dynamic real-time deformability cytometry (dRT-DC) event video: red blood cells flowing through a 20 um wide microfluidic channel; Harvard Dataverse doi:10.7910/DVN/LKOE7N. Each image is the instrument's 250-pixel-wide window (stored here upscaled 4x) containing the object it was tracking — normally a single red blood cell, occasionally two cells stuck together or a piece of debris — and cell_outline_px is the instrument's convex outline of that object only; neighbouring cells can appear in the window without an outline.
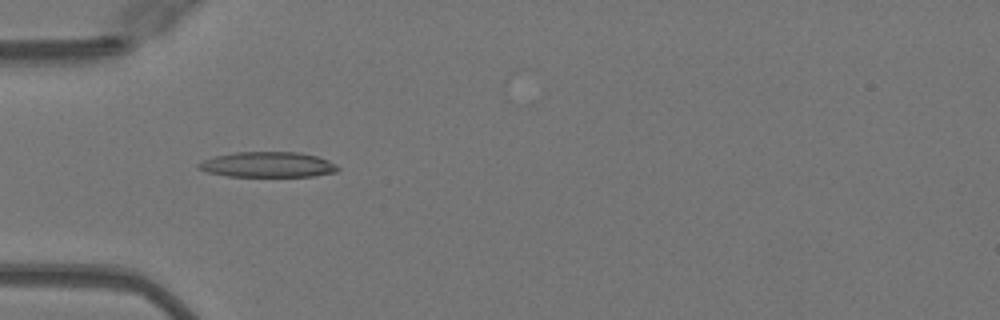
{"species": "Egyptian fruit bat (a non-hibernating species)", "species_latin": "Rousettus aegyptiacus", "temperature_condition": "warm", "stored_images_in_passage": 50, "camera_frame_rate_fps": 3000, "um_per_image_px": 0.085, "animal": {"sex": "female"}, "frame": {"image": 1, "passage_image": 16, "time_ms": 5.0, "image_size_px": [1000, 320], "cell_outline_px": [[340, 168], [336, 172], [312, 176], [228, 176], [208, 172], [196, 168], [196, 164], [204, 160], [216, 156], [236, 152], [300, 152], [316, 156], [328, 160], [336, 164]], "centroid_in_image_um": [22.76, 13.99], "position_along_channel_um": 62.2, "area_um2": 20.52}}
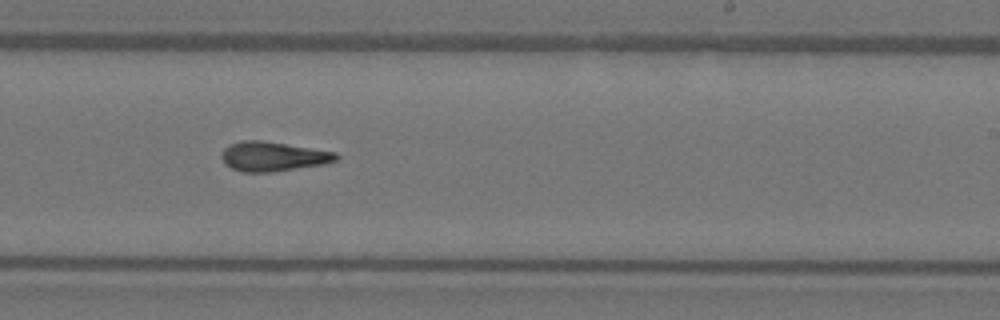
{"frame": {"image": 2, "passage_image": 31, "time_ms": 10.0, "image_size_px": [1000, 320], "cell_outline_px": [[340, 156], [336, 160], [324, 164], [272, 172], [240, 172], [224, 164], [220, 156], [224, 148], [228, 144], [240, 140], [264, 140], [336, 152]], "centroid_in_image_um": [23.16, 13.29], "position_along_channel_um": 265.8, "area_um2": 19.94}}
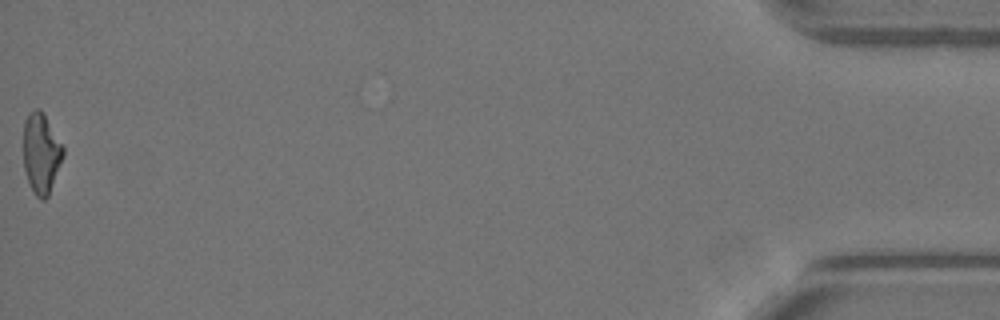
{"frame": {"image": 3, "passage_image": 50, "time_ms": 16.333, "image_size_px": [1000, 320], "cell_outline_px": [[64, 156], [48, 196], [44, 200], [40, 200], [36, 196], [28, 180], [24, 168], [24, 120], [28, 112], [36, 108], [40, 108], [44, 112], [64, 148]], "centroid_in_image_um": [3.51, 12.99], "position_along_channel_um": 431.7, "area_um2": 18.67}, "authors_computed_cell_mechanics": {"area_um2": 19.5653, "velocity_mm_per_s": 4.1138, "shape_relaxation_time_tau1_ms": 11.3092, "shape_relaxation_time_tau2_ms": 3.3798, "deformation_change_tau1": 0.3284, "deformation_change_tau2": 0.1278}}